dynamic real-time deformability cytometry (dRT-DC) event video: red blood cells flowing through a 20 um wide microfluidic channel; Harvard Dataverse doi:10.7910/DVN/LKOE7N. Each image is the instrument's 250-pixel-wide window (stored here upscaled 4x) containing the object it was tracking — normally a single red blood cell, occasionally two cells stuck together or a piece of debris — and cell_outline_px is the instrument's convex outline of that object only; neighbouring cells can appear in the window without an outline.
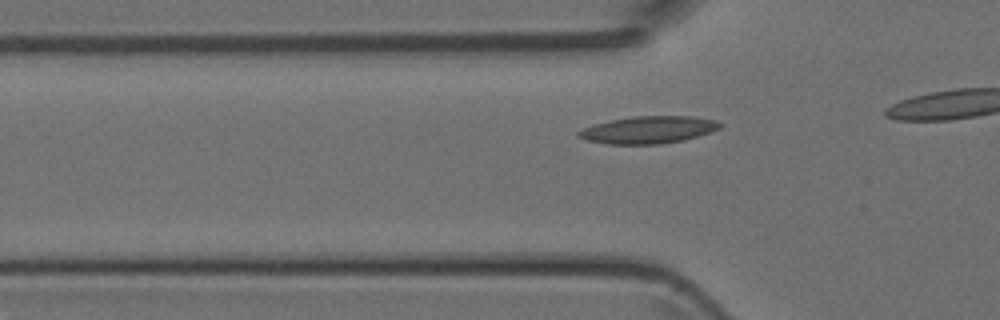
{"species": "Egyptian fruit bat (a non-hibernating species)", "species_latin": "Rousettus aegyptiacus", "temperature_condition": "room temperature", "stored_images_in_passage": 10, "camera_frame_rate_fps": 3000, "um_per_image_px": 0.085, "animal": {"sex": "female"}, "frame": {"image": 1, "passage_image": 5, "time_ms": 1.333, "image_size_px": [1000, 320], "cell_outline_px": [[724, 124], [720, 128], [696, 136], [680, 140], [660, 144], [608, 144], [588, 140], [576, 136], [576, 132], [584, 128], [596, 124], [612, 120], [632, 116], [692, 116], [716, 120]], "centroid_in_image_um": [55.11, 11.02], "position_along_channel_um": 70.7, "area_um2": 22.2}}
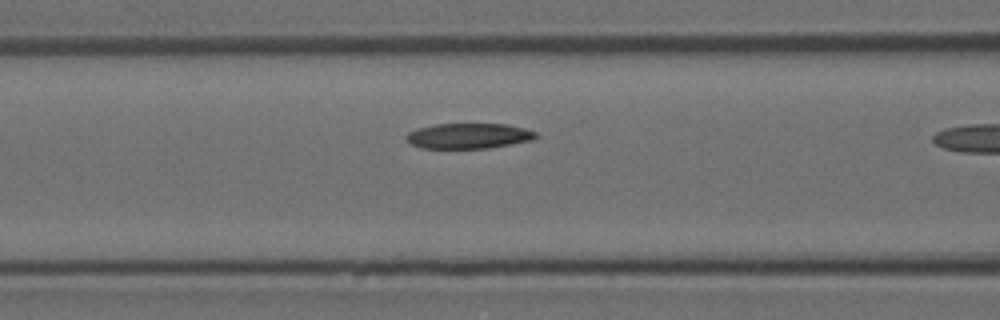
{"frame": {"image": 2, "passage_image": 9, "time_ms": 2.667, "image_size_px": [1000, 320], "cell_outline_px": [[540, 136], [532, 140], [488, 148], [420, 148], [412, 144], [404, 136], [408, 132], [420, 128], [436, 124], [504, 124], [524, 128], [536, 132]], "centroid_in_image_um": [39.85, 11.55], "position_along_channel_um": 126.8, "area_um2": 19.02}}